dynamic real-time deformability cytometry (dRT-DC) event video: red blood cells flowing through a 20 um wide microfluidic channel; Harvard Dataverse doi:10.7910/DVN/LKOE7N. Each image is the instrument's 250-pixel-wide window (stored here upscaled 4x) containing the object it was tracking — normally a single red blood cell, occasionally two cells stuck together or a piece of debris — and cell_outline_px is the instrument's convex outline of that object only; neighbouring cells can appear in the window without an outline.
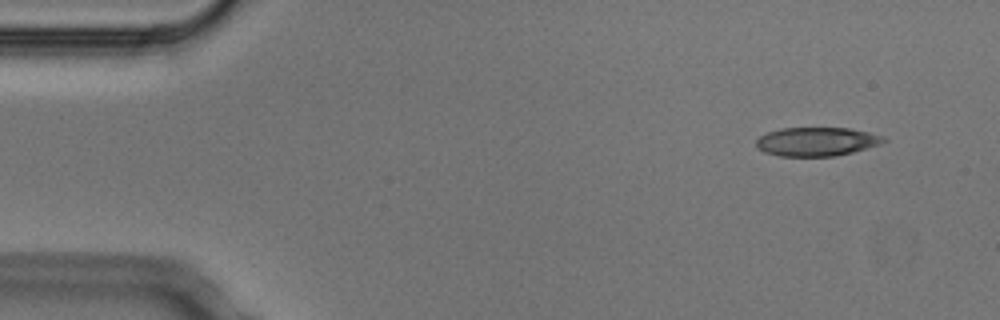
{"species": "Egyptian fruit bat (a non-hibernating species)", "species_latin": "Rousettus aegyptiacus", "temperature_condition": "cold", "stored_images_in_passage": 5, "camera_frame_rate_fps": 3000, "um_per_image_px": 0.085, "animal": {"sex": "male"}, "frame": {"image": 1, "passage_image": 1, "time_ms": 0.0, "image_size_px": [1000, 320], "cell_outline_px": [[888, 140], [880, 144], [852, 152], [836, 156], [780, 156], [764, 152], [756, 148], [756, 140], [760, 136], [768, 132], [780, 128], [848, 128], [868, 132], [884, 136]], "centroid_in_image_um": [69.4, 12.04], "position_along_channel_um": 15.6, "area_um2": 21.39}}
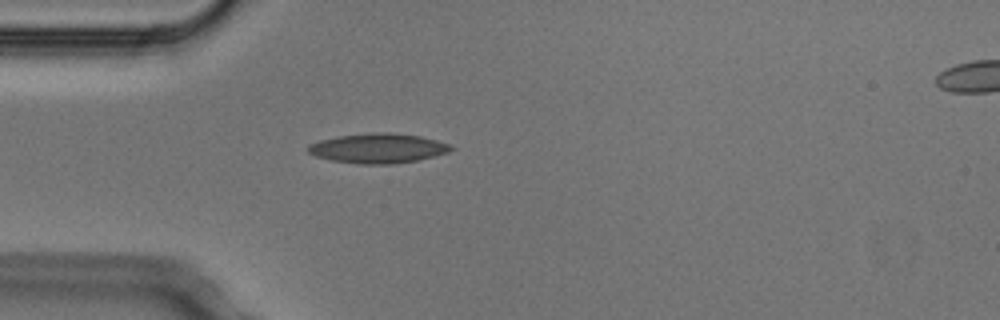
{"frame": {"image": 2, "passage_image": 4, "time_ms": 1.0, "image_size_px": [1000, 320], "cell_outline_px": [[456, 148], [448, 152], [416, 160], [392, 164], [360, 164], [332, 160], [316, 156], [308, 152], [308, 144], [320, 140], [340, 136], [380, 132], [388, 132], [420, 136], [436, 140], [448, 144]], "centroid_in_image_um": [32.13, 12.6], "position_along_channel_um": 52.9, "area_um2": 24.39}}